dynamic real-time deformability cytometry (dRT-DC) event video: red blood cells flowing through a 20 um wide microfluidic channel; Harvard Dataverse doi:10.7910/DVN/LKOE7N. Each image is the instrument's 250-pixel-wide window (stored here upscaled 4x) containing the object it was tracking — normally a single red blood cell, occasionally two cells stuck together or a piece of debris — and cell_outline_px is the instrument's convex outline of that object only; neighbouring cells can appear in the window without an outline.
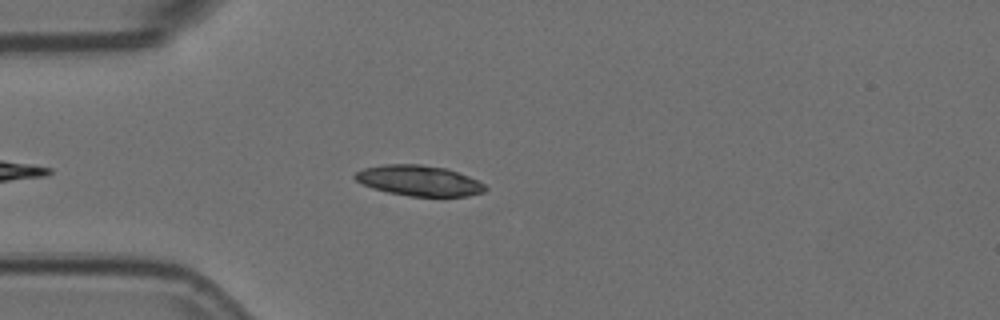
{"species": "Egyptian fruit bat (a non-hibernating species)", "species_latin": "Rousettus aegyptiacus", "temperature_condition": "room temperature", "stored_images_in_passage": 4, "camera_frame_rate_fps": 3000, "um_per_image_px": 0.085, "animal": {"sex": "female"}, "frame": {"image": 1, "passage_image": 4, "time_ms": 1.0, "image_size_px": [1000, 320], "cell_outline_px": [[488, 188], [484, 192], [468, 196], [408, 196], [388, 192], [372, 188], [356, 180], [352, 176], [356, 172], [364, 168], [384, 164], [420, 164], [444, 168], [468, 176], [484, 184]], "centroid_in_image_um": [35.6, 15.35], "position_along_channel_um": 49.4, "area_um2": 23.0}}